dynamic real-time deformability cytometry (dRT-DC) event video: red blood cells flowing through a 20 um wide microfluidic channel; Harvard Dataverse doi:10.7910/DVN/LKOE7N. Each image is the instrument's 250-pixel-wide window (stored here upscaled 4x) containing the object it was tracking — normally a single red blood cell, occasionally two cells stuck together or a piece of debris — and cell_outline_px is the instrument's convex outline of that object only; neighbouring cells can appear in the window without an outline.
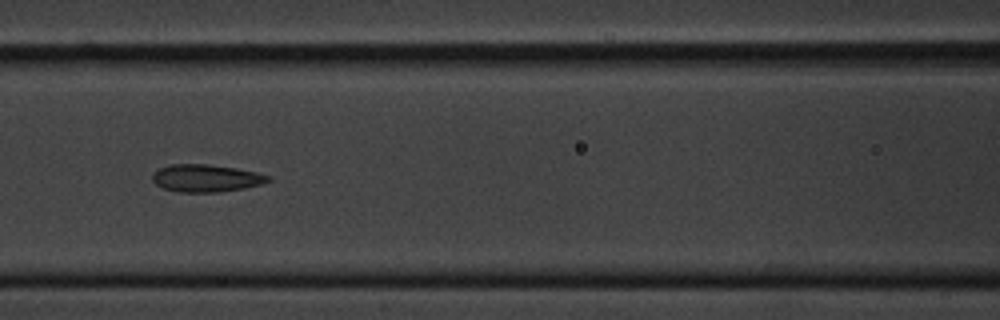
{"species": "common noctule bat (a hibernating species)", "species_latin": "Nyctalus noctula", "temperature_condition": "cold", "stored_images_in_passage": 8, "camera_frame_rate_fps": 3000, "um_per_image_px": 0.085, "animal": {"sex": "male", "body_mass_g": 20.1, "forearm_length_mm": 53.5}, "frame": {"image": 1, "passage_image": 4, "time_ms": 3.667, "image_size_px": [1000, 320], "cell_outline_px": [[272, 180], [260, 184], [244, 188], [220, 192], [180, 192], [164, 188], [156, 184], [152, 180], [152, 172], [168, 164], [208, 164], [236, 168], [256, 172], [272, 176]], "centroid_in_image_um": [17.51, 15.14], "position_along_channel_um": 149.1, "area_um2": 18.61}}
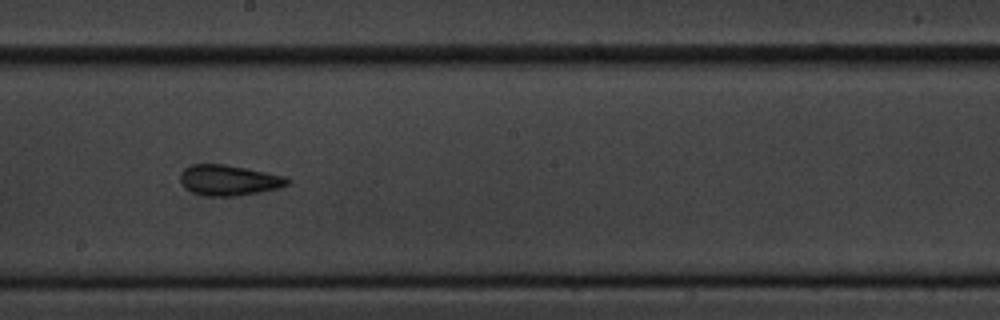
{"frame": {"image": 2, "passage_image": 6, "time_ms": 6.0, "image_size_px": [1000, 320], "cell_outline_px": [[292, 180], [288, 184], [280, 188], [260, 192], [236, 196], [208, 196], [192, 192], [180, 180], [180, 172], [184, 168], [192, 164], [224, 164], [248, 168], [284, 176]], "centroid_in_image_um": [19.48, 15.31], "position_along_channel_um": 228.7, "area_um2": 19.07}}
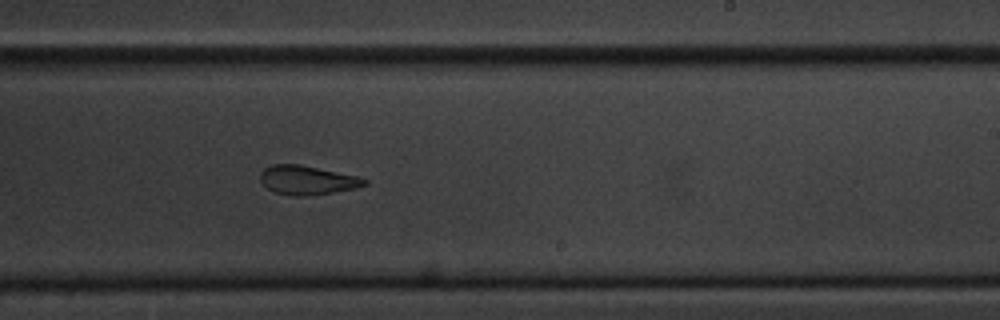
{"frame": {"image": 3, "passage_image": 7, "time_ms": 7.0, "image_size_px": [1000, 320], "cell_outline_px": [[368, 184], [356, 188], [332, 192], [304, 196], [292, 196], [276, 192], [268, 188], [260, 180], [260, 172], [264, 168], [272, 164], [300, 164], [356, 176], [368, 180]], "centroid_in_image_um": [26.1, 15.3], "position_along_channel_um": 262.9, "area_um2": 17.46}}